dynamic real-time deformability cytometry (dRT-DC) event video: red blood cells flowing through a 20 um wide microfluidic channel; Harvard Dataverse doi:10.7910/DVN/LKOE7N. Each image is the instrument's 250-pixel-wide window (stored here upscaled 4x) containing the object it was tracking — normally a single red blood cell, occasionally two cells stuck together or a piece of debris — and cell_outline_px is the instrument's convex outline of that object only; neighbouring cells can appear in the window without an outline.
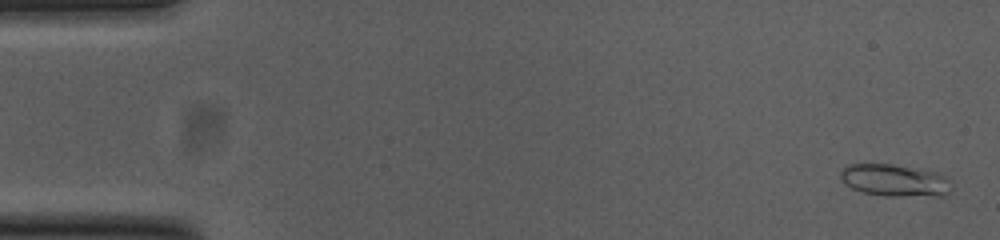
{"species": "common noctule bat (a hibernating species)", "species_latin": "Nyctalus noctula", "temperature_condition": "cold", "stored_images_in_passage": 54, "camera_frame_rate_fps": 3000, "um_per_image_px": 0.085, "animal": {"sex": "female", "body_mass_g": 23.0, "forearm_length_mm": 53.4}, "frame": {"image": 1, "passage_image": 2, "time_ms": 0.333, "image_size_px": [1000, 240], "cell_outline_px": [[952, 188], [944, 196], [884, 196], [864, 192], [852, 188], [844, 184], [840, 180], [840, 168], [848, 164], [892, 164], [920, 168], [936, 172], [944, 176], [948, 180]], "centroid_in_image_um": [76.02, 15.32], "position_along_channel_um": 9.0, "area_um2": 21.1}}
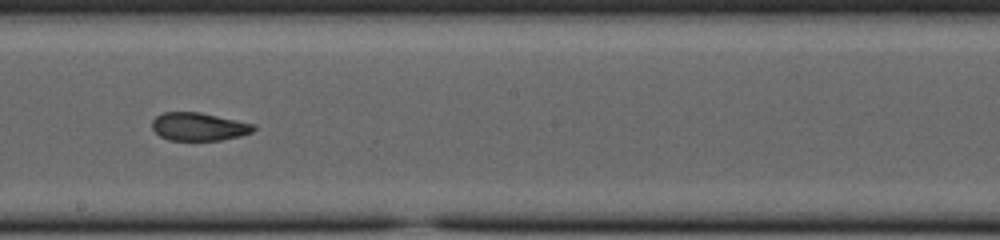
{"frame": {"image": 2, "passage_image": 30, "time_ms": 9.667, "image_size_px": [1000, 240], "cell_outline_px": [[256, 128], [252, 132], [240, 136], [220, 140], [168, 140], [160, 136], [152, 128], [152, 120], [156, 116], [164, 112], [200, 112], [256, 124]], "centroid_in_image_um": [16.91, 10.76], "position_along_channel_um": 231.3, "area_um2": 16.65}}
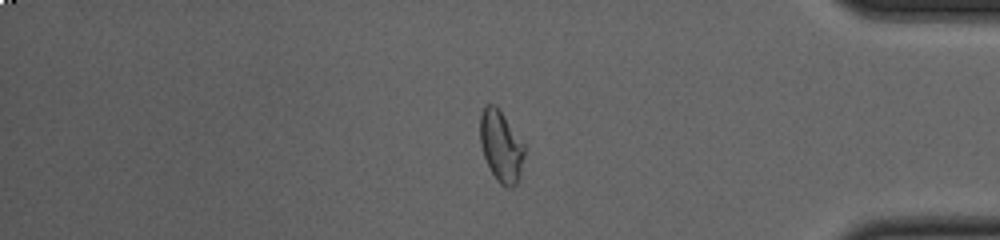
{"frame": {"image": 3, "passage_image": 45, "time_ms": 14.667, "image_size_px": [1000, 240], "cell_outline_px": [[524, 156], [520, 176], [516, 184], [512, 188], [508, 188], [500, 184], [496, 180], [484, 156], [480, 144], [480, 116], [484, 104], [496, 104], [524, 144]], "centroid_in_image_um": [42.58, 12.42], "position_along_channel_um": 392.6, "area_um2": 18.44}, "authors_computed_cell_mechanics": {"area_um2": 18.0625, "velocity_mm_per_s": 3.789, "shape_relaxation_time_tau1_ms": null, "shape_relaxation_time_tau2_ms": 1.7105, "deformation_change_tau1": null, "deformation_change_tau2": 0.0709}}